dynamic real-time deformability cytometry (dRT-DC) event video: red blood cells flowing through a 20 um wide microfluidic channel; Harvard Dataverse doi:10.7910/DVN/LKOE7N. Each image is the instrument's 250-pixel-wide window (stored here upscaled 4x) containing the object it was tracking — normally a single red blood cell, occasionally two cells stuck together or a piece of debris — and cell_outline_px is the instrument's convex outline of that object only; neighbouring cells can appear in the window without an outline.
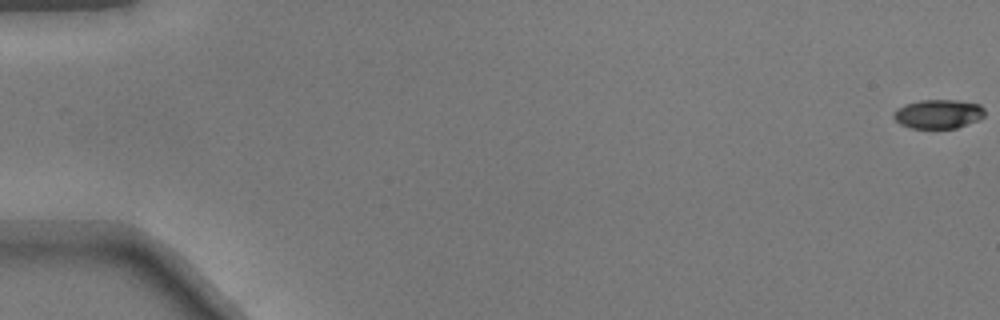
{"species": "common noctule bat (a hibernating species)", "species_latin": "Nyctalus noctula", "temperature_condition": "warm", "stored_images_in_passage": 4, "camera_frame_rate_fps": 3000, "um_per_image_px": 0.085, "animal": {"sex": "male", "body_mass_g": 17.9}, "frame": {"image": 1, "passage_image": 1, "time_ms": 0.0, "image_size_px": [1000, 320], "cell_outline_px": [[984, 116], [980, 120], [956, 128], [912, 128], [900, 124], [892, 116], [892, 112], [896, 108], [904, 104], [920, 100], [956, 100], [980, 104], [984, 108]], "centroid_in_image_um": [79.74, 9.68], "position_along_channel_um": 5.3, "area_um2": 15.61}}